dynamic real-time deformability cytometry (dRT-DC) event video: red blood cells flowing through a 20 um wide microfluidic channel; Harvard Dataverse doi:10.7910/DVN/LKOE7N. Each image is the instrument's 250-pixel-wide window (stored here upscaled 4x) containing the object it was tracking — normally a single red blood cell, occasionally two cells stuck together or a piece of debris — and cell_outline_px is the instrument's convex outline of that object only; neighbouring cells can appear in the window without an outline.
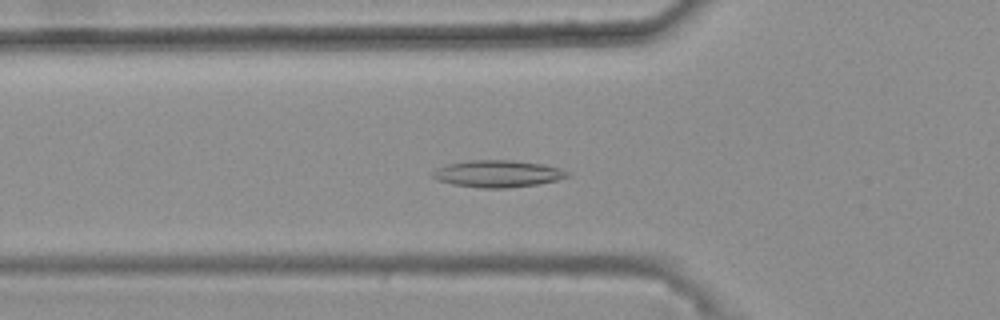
{"species": "common noctule bat (a hibernating species)", "species_latin": "Nyctalus noctula", "temperature_condition": "warm", "stored_images_in_passage": 44, "camera_frame_rate_fps": 3000, "um_per_image_px": 0.085, "animal": {"sex": "female", "body_mass_g": 25.1}, "frame": {"image": 1, "passage_image": 17, "time_ms": 5.333, "image_size_px": [1000, 320], "cell_outline_px": [[572, 172], [568, 176], [556, 180], [536, 184], [508, 188], [480, 188], [452, 184], [436, 180], [432, 176], [432, 172], [436, 168], [448, 164], [468, 160], [512, 160], [540, 164], [560, 168]], "centroid_in_image_um": [42.28, 14.77], "position_along_channel_um": 83.5, "area_um2": 21.15}}
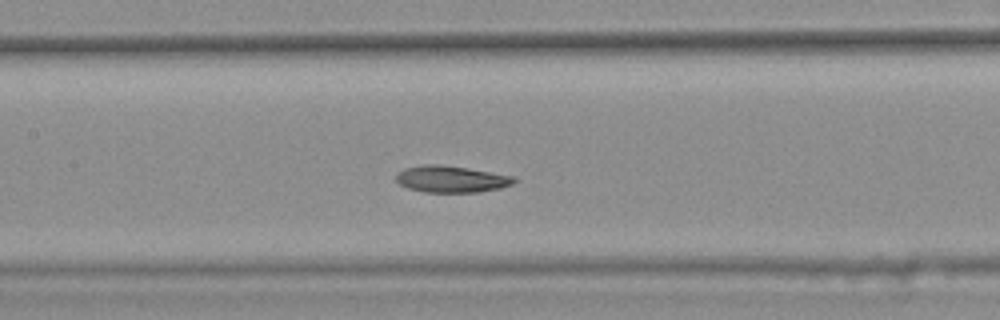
{"frame": {"image": 2, "passage_image": 24, "time_ms": 7.667, "image_size_px": [1000, 320], "cell_outline_px": [[516, 180], [512, 184], [500, 188], [480, 192], [424, 192], [408, 188], [400, 184], [396, 180], [396, 172], [404, 168], [424, 164], [436, 164], [468, 168], [516, 176]], "centroid_in_image_um": [38.35, 15.22], "position_along_channel_um": 169.0, "area_um2": 18.44}}
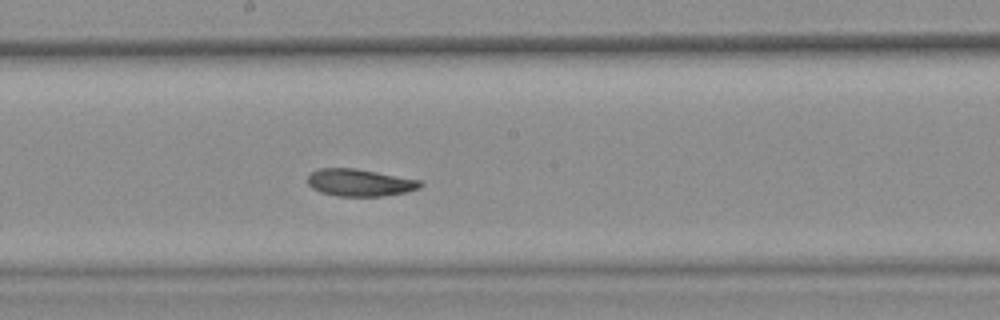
{"frame": {"image": 3, "passage_image": 28, "time_ms": 9.0, "image_size_px": [1000, 320], "cell_outline_px": [[424, 184], [420, 188], [404, 192], [380, 196], [336, 196], [320, 192], [312, 188], [308, 184], [308, 172], [320, 168], [356, 168], [420, 180]], "centroid_in_image_um": [30.54, 15.51], "position_along_channel_um": 217.7, "area_um2": 17.92}, "authors_computed_cell_mechanics": {"area_um2": 18.9295, "velocity_mm_per_s": 3.66, "shape_relaxation_time_tau1_ms": null, "shape_relaxation_time_tau2_ms": 7.1689, "deformation_change_tau1": null, "deformation_change_tau2": 0.1318}}